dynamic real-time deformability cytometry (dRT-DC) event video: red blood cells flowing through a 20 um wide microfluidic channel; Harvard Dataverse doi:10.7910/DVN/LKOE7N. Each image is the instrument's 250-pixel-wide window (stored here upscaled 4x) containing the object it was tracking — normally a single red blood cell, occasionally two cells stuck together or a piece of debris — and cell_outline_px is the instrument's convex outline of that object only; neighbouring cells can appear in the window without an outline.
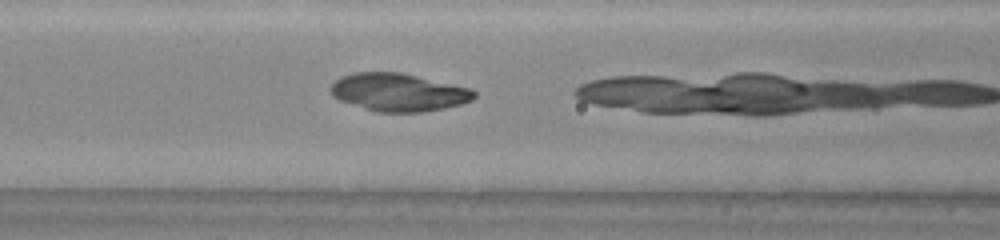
{"species": "common noctule bat (a hibernating species)", "species_latin": "Nyctalus noctula", "temperature_condition": "warm", "stored_images_in_passage": 18, "camera_frame_rate_fps": 3000, "um_per_image_px": 0.085, "animal": {"sex": "male", "body_mass_g": 20.0, "forearm_length_mm": 53.3}, "frame": {"image": 1, "passage_image": 17, "time_ms": 5.333, "image_size_px": [1000, 240], "cell_outline_px": [[476, 96], [472, 100], [460, 104], [444, 108], [420, 112], [376, 112], [340, 100], [332, 96], [328, 88], [336, 80], [344, 76], [356, 72], [400, 72], [472, 88], [476, 92]], "centroid_in_image_um": [33.88, 7.84], "position_along_channel_um": 132.7, "area_um2": 31.62}}